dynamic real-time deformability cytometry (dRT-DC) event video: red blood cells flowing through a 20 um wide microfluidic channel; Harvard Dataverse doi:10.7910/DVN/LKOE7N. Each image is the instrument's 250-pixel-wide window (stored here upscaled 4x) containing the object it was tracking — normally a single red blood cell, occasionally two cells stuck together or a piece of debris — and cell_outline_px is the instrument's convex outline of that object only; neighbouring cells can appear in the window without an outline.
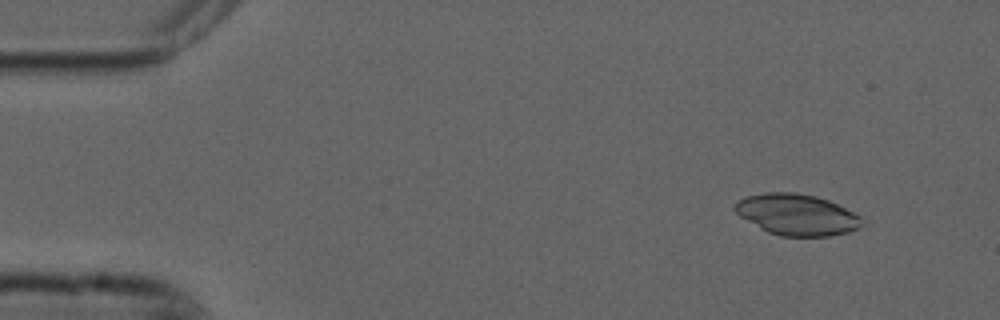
{"species": "common noctule bat (a hibernating species)", "species_latin": "Nyctalus noctula", "temperature_condition": "cold", "stored_images_in_passage": 5, "camera_frame_rate_fps": 3000, "um_per_image_px": 0.085, "animal": {"sex": "male", "forearm_length_mm": 52.5}, "frame": {"image": 1, "passage_image": 2, "time_ms": 0.333, "image_size_px": [1000, 320], "cell_outline_px": [[860, 228], [848, 232], [828, 236], [780, 236], [768, 232], [760, 228], [740, 216], [732, 208], [740, 200], [748, 196], [764, 192], [796, 192], [816, 196], [828, 200], [860, 216]], "centroid_in_image_um": [67.71, 18.24], "position_along_channel_um": 17.3, "area_um2": 30.17}}